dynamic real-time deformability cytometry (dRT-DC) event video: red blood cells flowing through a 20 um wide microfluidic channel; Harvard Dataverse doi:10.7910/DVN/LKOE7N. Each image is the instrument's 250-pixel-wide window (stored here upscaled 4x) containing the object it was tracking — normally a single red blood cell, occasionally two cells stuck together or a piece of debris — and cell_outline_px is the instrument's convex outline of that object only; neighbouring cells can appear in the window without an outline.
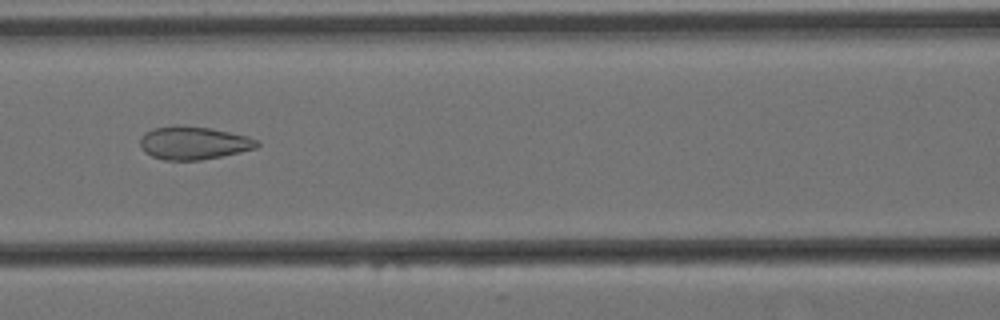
{"species": "Egyptian fruit bat (a non-hibernating species)", "species_latin": "Rousettus aegyptiacus", "temperature_condition": "cold", "stored_images_in_passage": 47, "camera_frame_rate_fps": 3000, "um_per_image_px": 0.085, "animal": {"sex": "female"}, "frame": {"image": 1, "passage_image": 24, "time_ms": 7.667, "image_size_px": [1000, 320], "cell_outline_px": [[260, 144], [256, 148], [240, 152], [200, 160], [164, 160], [152, 156], [144, 152], [140, 144], [140, 140], [144, 132], [152, 128], [172, 124], [176, 124], [212, 128], [248, 136], [260, 140]], "centroid_in_image_um": [16.45, 12.13], "position_along_channel_um": 150.2, "area_um2": 22.83}}
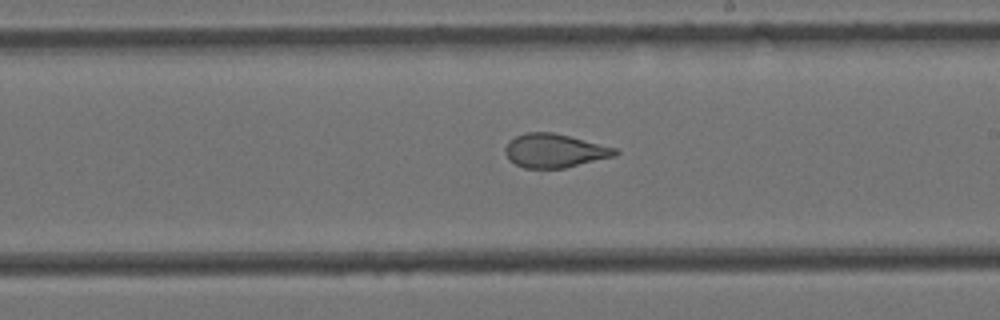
{"frame": {"image": 2, "passage_image": 32, "time_ms": 10.333, "image_size_px": [1000, 320], "cell_outline_px": [[620, 152], [616, 156], [564, 168], [524, 168], [508, 160], [504, 152], [504, 148], [508, 140], [516, 136], [528, 132], [552, 132], [616, 148]], "centroid_in_image_um": [47.11, 12.81], "position_along_channel_um": 241.9, "area_um2": 21.62}}
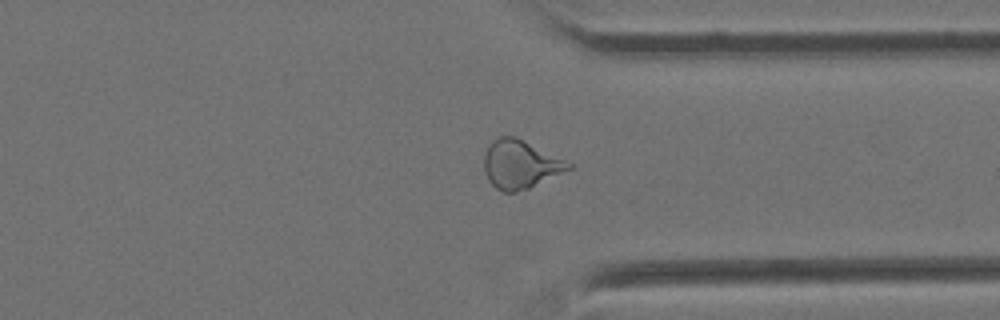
{"frame": {"image": 3, "passage_image": 43, "time_ms": 14.0, "image_size_px": [1000, 320], "cell_outline_px": [[572, 168], [528, 188], [516, 192], [504, 192], [496, 188], [488, 180], [484, 172], [484, 152], [488, 144], [492, 140], [500, 136], [516, 136], [572, 164]], "centroid_in_image_um": [44.16, 13.96], "position_along_channel_um": 367.2, "area_um2": 23.64}}